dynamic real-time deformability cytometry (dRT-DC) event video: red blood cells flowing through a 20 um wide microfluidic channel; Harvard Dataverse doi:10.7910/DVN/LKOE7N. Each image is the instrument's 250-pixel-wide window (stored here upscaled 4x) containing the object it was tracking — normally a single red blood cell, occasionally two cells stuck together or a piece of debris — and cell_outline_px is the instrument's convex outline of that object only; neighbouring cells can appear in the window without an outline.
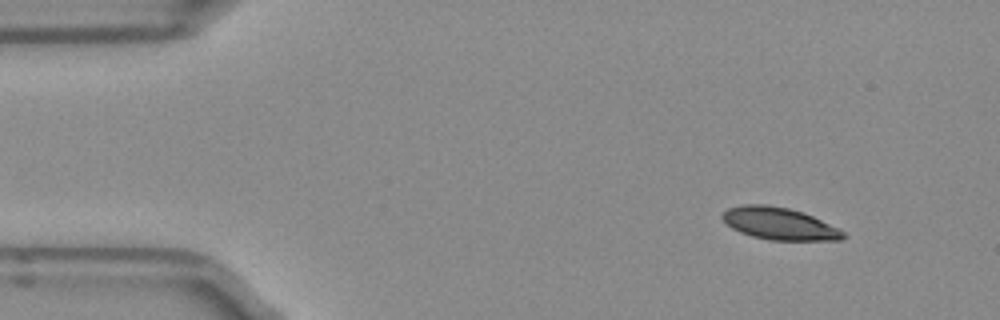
{"species": "Egyptian fruit bat (a non-hibernating species)", "species_latin": "Rousettus aegyptiacus", "temperature_condition": "room temperature", "stored_images_in_passage": 50, "camera_frame_rate_fps": 3000, "um_per_image_px": 0.085, "frame": {"image": 1, "passage_image": 5, "time_ms": 1.333, "image_size_px": [1000, 320], "cell_outline_px": [[848, 236], [840, 240], [768, 240], [752, 236], [740, 232], [732, 228], [720, 216], [728, 208], [740, 204], [768, 204], [788, 208], [804, 212], [840, 228]], "centroid_in_image_um": [66.27, 19.0], "position_along_channel_um": 18.7, "area_um2": 22.89}}
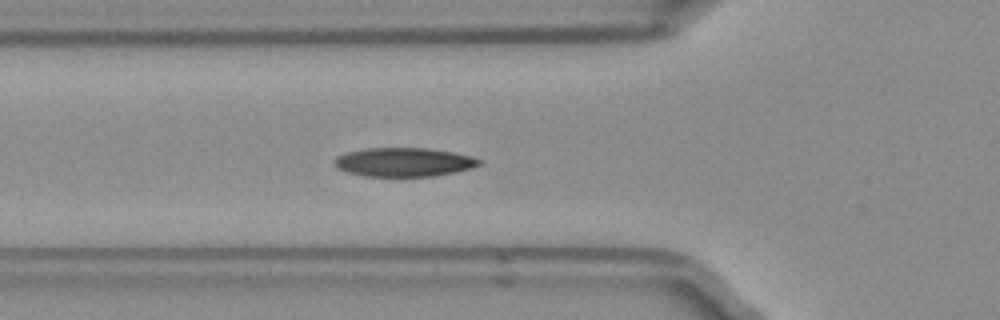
{"frame": {"image": 2, "passage_image": 17, "time_ms": 5.333, "image_size_px": [1000, 320], "cell_outline_px": [[480, 164], [472, 168], [456, 172], [436, 176], [364, 176], [348, 172], [336, 168], [332, 164], [332, 160], [336, 156], [348, 152], [368, 148], [428, 148], [452, 152], [472, 156], [480, 160]], "centroid_in_image_um": [34.3, 13.78], "position_along_channel_um": 91.5, "area_um2": 24.45}}
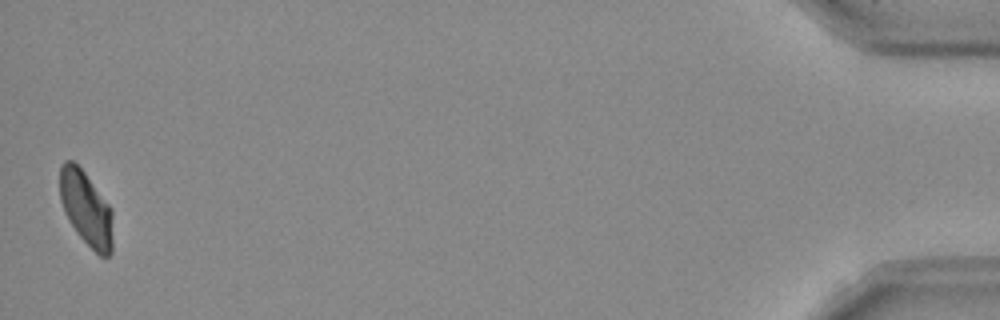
{"frame": {"image": 3, "passage_image": 50, "time_ms": 16.333, "image_size_px": [1000, 320], "cell_outline_px": [[112, 252], [108, 256], [100, 256], [80, 236], [72, 224], [60, 200], [60, 164], [64, 160], [72, 160], [84, 172], [112, 208]], "centroid_in_image_um": [7.33, 17.69], "position_along_channel_um": 427.9, "area_um2": 22.6}, "authors_computed_cell_mechanics": {"area_um2": 24.0448, "velocity_mm_per_s": 3.9408, "shape_relaxation_time_tau1_ms": 5.1722, "shape_relaxation_time_tau2_ms": null, "deformation_change_tau1": 0.1434, "deformation_change_tau2": null}}